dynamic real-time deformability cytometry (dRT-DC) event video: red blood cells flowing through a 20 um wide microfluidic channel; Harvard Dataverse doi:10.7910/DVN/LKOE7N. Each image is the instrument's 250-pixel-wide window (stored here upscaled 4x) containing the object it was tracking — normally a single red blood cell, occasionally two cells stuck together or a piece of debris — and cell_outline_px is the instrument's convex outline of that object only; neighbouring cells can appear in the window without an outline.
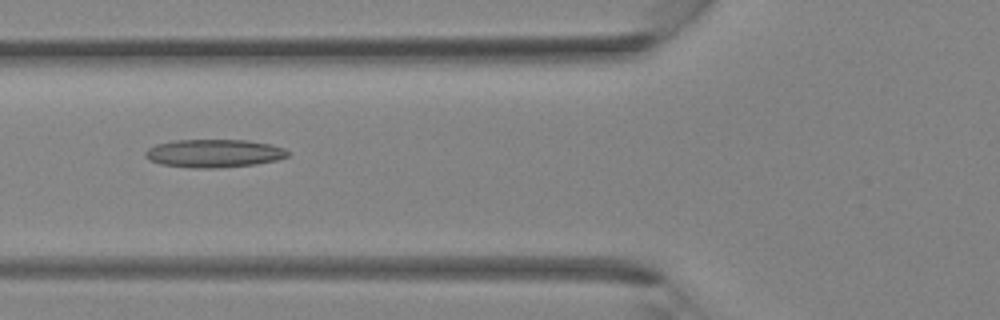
{"species": "Egyptian fruit bat (a non-hibernating species)", "species_latin": "Rousettus aegyptiacus", "temperature_condition": "room temperature", "stored_images_in_passage": 36, "camera_frame_rate_fps": 3000, "um_per_image_px": 0.085, "animal": {"sex": "female"}, "frame": {"image": 1, "passage_image": 14, "time_ms": 4.333, "image_size_px": [1000, 320], "cell_outline_px": [[288, 156], [276, 160], [256, 164], [220, 168], [192, 168], [160, 164], [144, 156], [144, 152], [148, 148], [156, 144], [176, 140], [248, 140], [268, 144], [284, 148], [288, 152]], "centroid_in_image_um": [18.17, 13.04], "position_along_channel_um": 107.6, "area_um2": 23.29}}
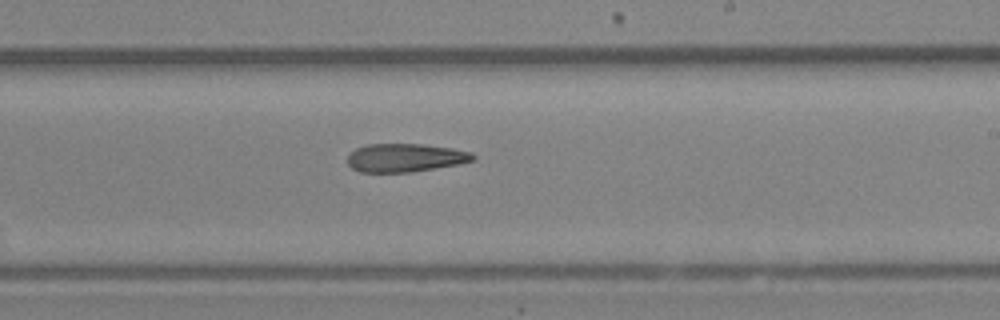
{"frame": {"image": 2, "passage_image": 22, "time_ms": 7.0, "image_size_px": [1000, 320], "cell_outline_px": [[476, 160], [460, 164], [412, 172], [360, 172], [352, 168], [348, 164], [348, 156], [356, 148], [368, 144], [420, 144], [452, 148], [472, 152], [476, 156]], "centroid_in_image_um": [34.48, 13.41], "position_along_channel_um": 254.5, "area_um2": 20.81}}
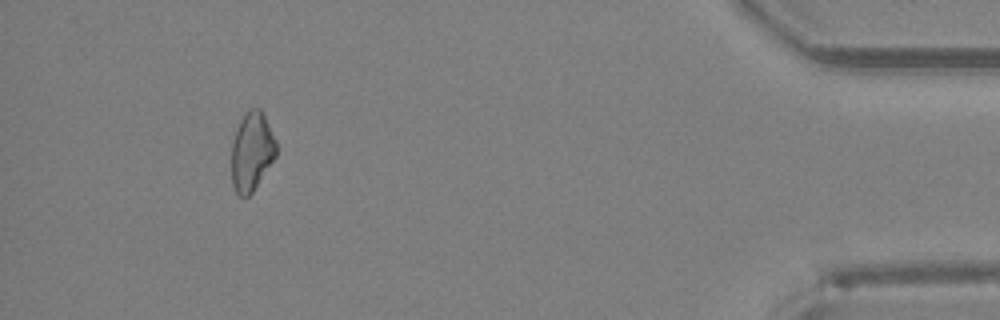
{"frame": {"image": 3, "passage_image": 34, "time_ms": 11.0, "image_size_px": [1000, 320], "cell_outline_px": [[276, 156], [252, 192], [244, 200], [236, 192], [232, 184], [232, 140], [240, 120], [248, 108], [260, 108], [264, 112], [276, 140]], "centroid_in_image_um": [21.4, 12.85], "position_along_channel_um": 413.8, "area_um2": 20.69}}